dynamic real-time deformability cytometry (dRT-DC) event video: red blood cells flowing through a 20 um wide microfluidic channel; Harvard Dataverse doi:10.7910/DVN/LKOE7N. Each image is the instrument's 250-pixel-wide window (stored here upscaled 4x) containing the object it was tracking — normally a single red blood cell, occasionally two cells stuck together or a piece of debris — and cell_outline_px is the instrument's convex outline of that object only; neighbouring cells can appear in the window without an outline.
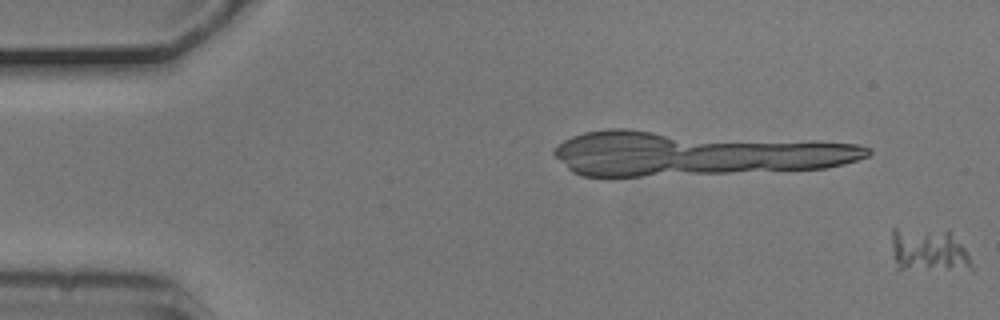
{"species": "common noctule bat (a hibernating species)", "species_latin": "Nyctalus noctula", "temperature_condition": "cold", "stored_images_in_passage": 8, "camera_frame_rate_fps": 3000, "um_per_image_px": 0.085, "animal": {"sex": "male", "body_mass_g": 20.5, "forearm_length_mm": 52.5}, "frame": {"image": 1, "passage_image": 1, "time_ms": 0.0, "image_size_px": [1000, 320], "cell_outline_px": [[972, 268], [896, 272], [892, 248], [892, 228], [896, 228], [948, 232], [968, 252]], "centroid_in_image_um": [78.82, 21.34], "position_along_channel_um": 6.2, "area_um2": 20.29}}
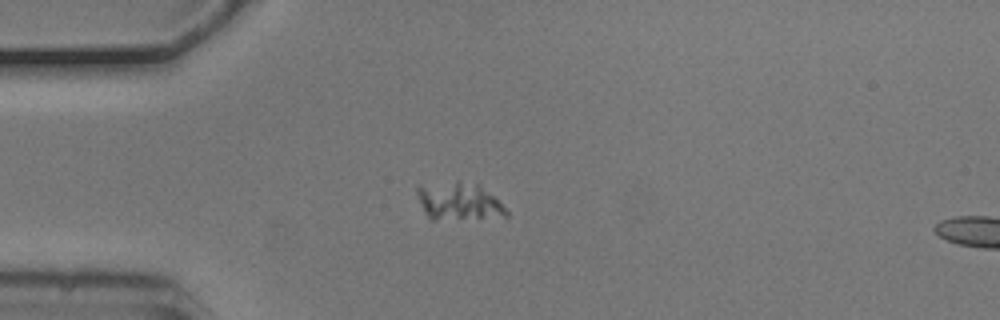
{"frame": {"image": 2, "passage_image": 5, "time_ms": 1.333, "image_size_px": [1000, 320], "cell_outline_px": [[508, 216], [432, 220], [428, 220], [424, 212], [416, 192], [416, 188], [456, 180], [460, 180], [480, 184], [508, 212]], "centroid_in_image_um": [38.96, 17.11], "position_along_channel_um": 46.0, "area_um2": 19.25}}
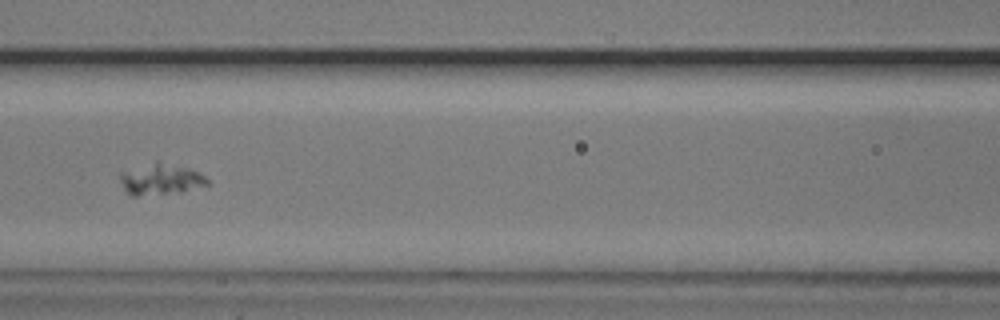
{"frame": {"image": 3, "passage_image": 8, "time_ms": 2.333, "image_size_px": [1000, 320], "cell_outline_px": [[208, 184], [180, 192], [136, 196], [132, 196], [124, 188], [120, 180], [120, 172], [156, 160], [188, 168], [204, 176], [208, 180]], "centroid_in_image_um": [13.62, 15.22], "position_along_channel_um": 153.0, "area_um2": 15.66}}